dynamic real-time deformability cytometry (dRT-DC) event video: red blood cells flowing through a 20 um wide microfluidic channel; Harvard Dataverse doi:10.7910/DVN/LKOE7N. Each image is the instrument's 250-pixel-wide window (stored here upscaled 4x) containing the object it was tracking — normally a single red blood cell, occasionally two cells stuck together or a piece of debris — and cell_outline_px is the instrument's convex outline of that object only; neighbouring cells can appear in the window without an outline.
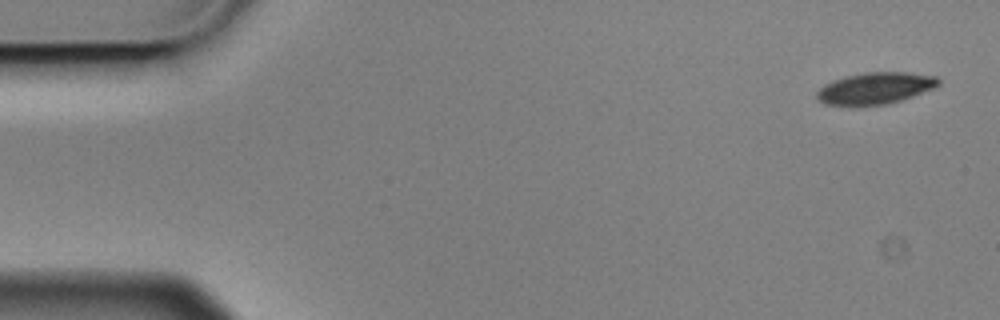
{"species": "Egyptian fruit bat (a non-hibernating species)", "species_latin": "Rousettus aegyptiacus", "temperature_condition": "cold", "stored_images_in_passage": 5, "camera_frame_rate_fps": 3000, "um_per_image_px": 0.085, "animal": {"sex": "male"}, "frame": {"image": 1, "passage_image": 1, "time_ms": 0.0, "image_size_px": [1000, 320], "cell_outline_px": [[940, 84], [932, 88], [912, 96], [888, 104], [856, 108], [852, 108], [824, 104], [816, 96], [816, 92], [824, 84], [844, 76], [864, 72], [908, 72], [936, 76], [940, 80]], "centroid_in_image_um": [74.33, 7.53], "position_along_channel_um": 10.7, "area_um2": 23.0}}
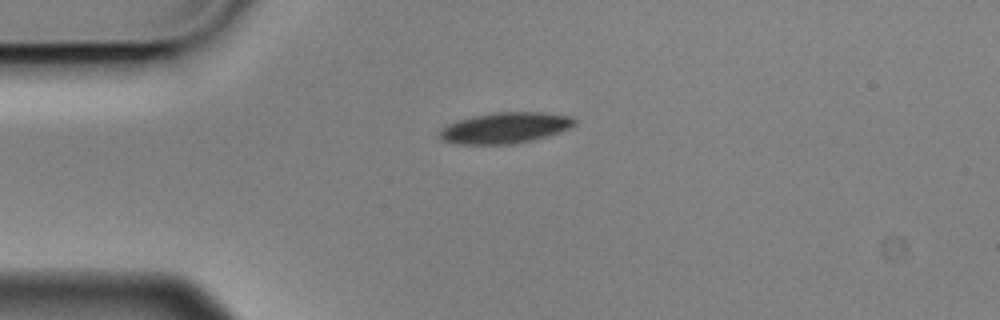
{"frame": {"image": 2, "passage_image": 4, "time_ms": 1.0, "image_size_px": [1000, 320], "cell_outline_px": [[576, 124], [560, 132], [536, 140], [512, 144], [456, 144], [444, 140], [436, 132], [448, 124], [472, 116], [492, 112], [540, 112], [572, 116], [576, 120]], "centroid_in_image_um": [42.95, 10.87], "position_along_channel_um": 42.0, "area_um2": 24.45}}